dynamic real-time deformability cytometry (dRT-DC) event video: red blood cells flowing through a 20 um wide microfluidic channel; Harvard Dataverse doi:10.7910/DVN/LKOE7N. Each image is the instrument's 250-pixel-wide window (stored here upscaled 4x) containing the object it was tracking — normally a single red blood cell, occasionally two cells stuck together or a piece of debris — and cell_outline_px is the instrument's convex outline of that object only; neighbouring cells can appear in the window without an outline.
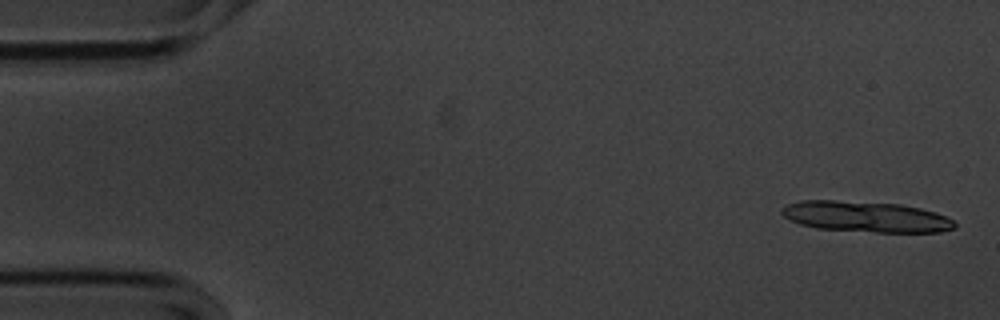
{"species": "common noctule bat (a hibernating species)", "species_latin": "Nyctalus noctula", "temperature_condition": "cold", "stored_images_in_passage": 10, "camera_frame_rate_fps": 3000, "um_per_image_px": 0.085, "animal": {"sex": "male", "body_mass_g": 20.1, "forearm_length_mm": 53.5}, "frame": {"image": 1, "passage_image": 2, "time_ms": 0.333, "image_size_px": [1000, 320], "cell_outline_px": [[956, 228], [940, 232], [876, 232], [816, 228], [800, 224], [788, 220], [780, 212], [780, 208], [788, 204], [800, 200], [836, 200], [900, 204], [920, 208], [936, 212], [952, 220], [956, 224]], "centroid_in_image_um": [73.57, 18.42], "position_along_channel_um": 11.4, "area_um2": 31.15}}